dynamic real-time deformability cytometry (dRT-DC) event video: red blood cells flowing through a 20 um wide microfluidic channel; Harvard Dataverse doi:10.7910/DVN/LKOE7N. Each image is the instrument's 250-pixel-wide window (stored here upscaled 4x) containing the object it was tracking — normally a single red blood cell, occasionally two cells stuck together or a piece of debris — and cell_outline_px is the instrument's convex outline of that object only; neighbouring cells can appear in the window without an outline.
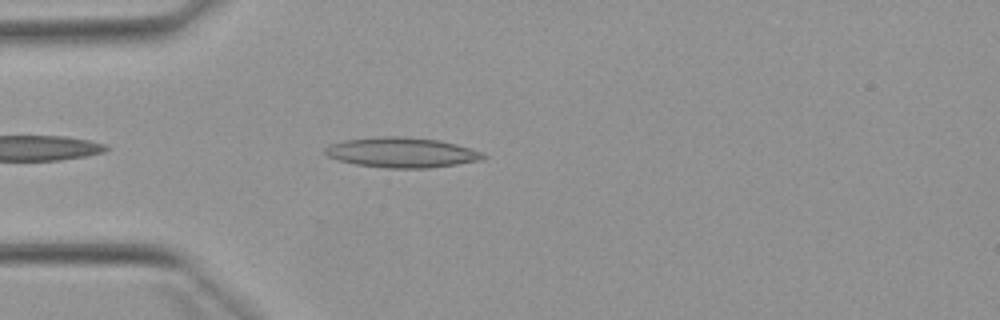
{"species": "Egyptian fruit bat (a non-hibernating species)", "species_latin": "Rousettus aegyptiacus", "temperature_condition": "warm", "stored_images_in_passage": 26, "camera_frame_rate_fps": 3000, "um_per_image_px": 0.085, "animal": {"sex": "female"}, "frame": {"image": 1, "passage_image": 3, "time_ms": 0.667, "image_size_px": [1000, 320], "cell_outline_px": [[488, 156], [484, 160], [428, 168], [388, 168], [356, 164], [340, 160], [328, 156], [324, 152], [324, 148], [328, 144], [344, 140], [376, 136], [404, 136], [440, 140], [456, 144], [480, 152]], "centroid_in_image_um": [34.13, 12.95], "position_along_channel_um": 50.9, "area_um2": 27.8}}
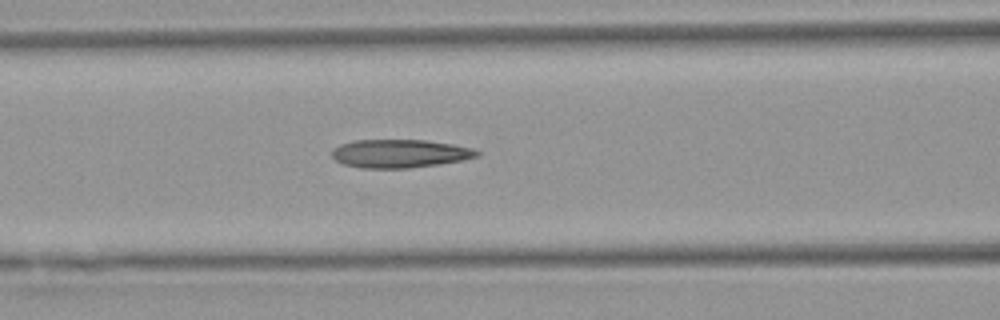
{"frame": {"image": 2, "passage_image": 10, "time_ms": 3.0, "image_size_px": [1000, 320], "cell_outline_px": [[480, 152], [476, 156], [464, 160], [440, 164], [408, 168], [360, 168], [344, 164], [336, 160], [332, 156], [332, 148], [340, 144], [356, 140], [428, 140], [452, 144], [472, 148]], "centroid_in_image_um": [33.97, 13.05], "position_along_channel_um": 132.6, "area_um2": 23.93}}
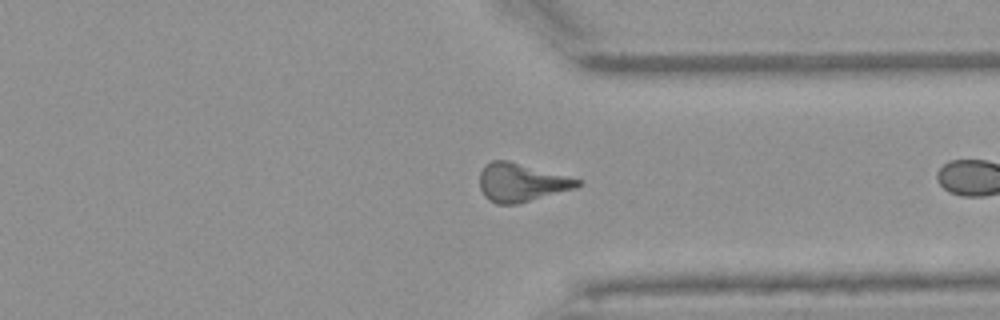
{"frame": {"image": 3, "passage_image": 25, "time_ms": 8.0, "image_size_px": [1000, 320], "cell_outline_px": [[584, 184], [576, 188], [516, 204], [496, 204], [488, 200], [484, 196], [480, 188], [480, 172], [484, 164], [492, 160], [508, 160], [580, 180]], "centroid_in_image_um": [44.27, 15.51], "position_along_channel_um": 367.1, "area_um2": 21.73}}